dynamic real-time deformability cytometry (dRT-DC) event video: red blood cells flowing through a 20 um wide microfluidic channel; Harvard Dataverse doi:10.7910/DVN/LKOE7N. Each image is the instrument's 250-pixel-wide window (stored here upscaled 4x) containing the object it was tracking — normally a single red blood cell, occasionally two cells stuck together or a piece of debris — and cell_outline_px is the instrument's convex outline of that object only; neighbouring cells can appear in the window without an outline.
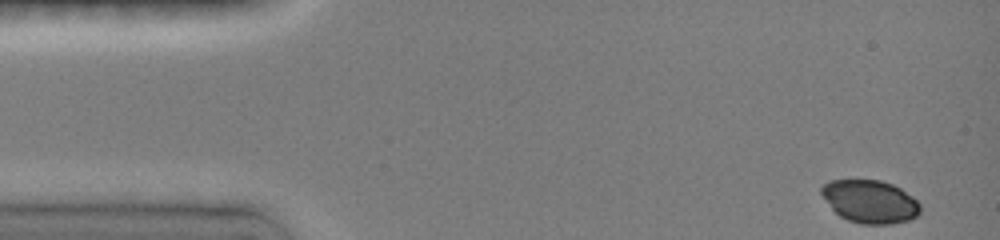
{"species": "common noctule bat (a hibernating species)", "species_latin": "Nyctalus noctula", "temperature_condition": "room temperature", "stored_images_in_passage": 67, "camera_frame_rate_fps": 3000, "um_per_image_px": 0.085, "animal": {"sex": "female", "body_mass_g": 19.0, "forearm_length_mm": 51.5}, "frame": {"image": 1, "passage_image": 1, "time_ms": 0.0, "image_size_px": [1000, 240], "cell_outline_px": [[920, 212], [916, 216], [908, 220], [892, 224], [860, 224], [848, 220], [840, 216], [832, 208], [820, 192], [820, 188], [824, 184], [832, 180], [880, 180], [892, 184], [900, 188], [912, 196], [920, 204]], "centroid_in_image_um": [73.96, 17.13], "position_along_channel_um": 11.0, "area_um2": 24.62}}
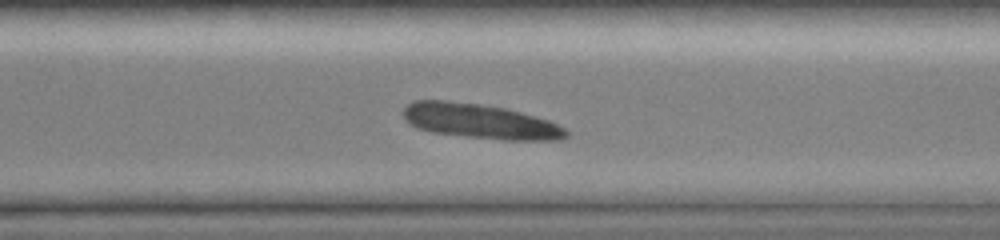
{"frame": {"image": 2, "passage_image": 50, "time_ms": 10.667, "image_size_px": [1000, 240], "cell_outline_px": [[568, 136], [560, 140], [504, 140], [432, 132], [416, 128], [408, 124], [404, 120], [404, 108], [412, 100], [444, 100], [480, 104], [504, 108], [520, 112], [548, 120], [564, 128], [568, 132]], "centroid_in_image_um": [40.77, 10.31], "position_along_channel_um": 329.8, "area_um2": 32.89}}
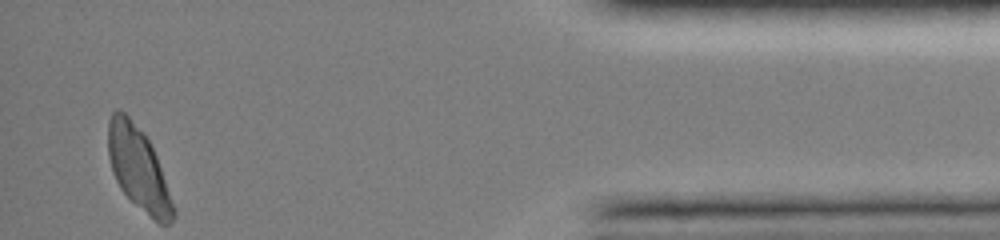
{"frame": {"image": 3, "passage_image": 66, "time_ms": 14.333, "image_size_px": [1000, 240], "cell_outline_px": [[176, 212], [172, 220], [168, 224], [160, 224], [136, 204], [120, 188], [112, 172], [108, 156], [108, 124], [112, 112], [116, 108], [120, 108], [128, 116], [148, 140], [156, 156], [176, 208]], "centroid_in_image_um": [11.76, 14.32], "position_along_channel_um": 423.4, "area_um2": 30.98}}